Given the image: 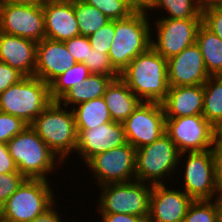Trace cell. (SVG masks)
Returning a JSON list of instances; mask_svg holds the SVG:
<instances>
[{
    "label": "cell",
    "instance_id": "obj_17",
    "mask_svg": "<svg viewBox=\"0 0 222 222\" xmlns=\"http://www.w3.org/2000/svg\"><path fill=\"white\" fill-rule=\"evenodd\" d=\"M167 64L169 87L204 85L210 77L196 43L169 58Z\"/></svg>",
    "mask_w": 222,
    "mask_h": 222
},
{
    "label": "cell",
    "instance_id": "obj_3",
    "mask_svg": "<svg viewBox=\"0 0 222 222\" xmlns=\"http://www.w3.org/2000/svg\"><path fill=\"white\" fill-rule=\"evenodd\" d=\"M52 101L30 124L47 146L65 163L75 154L77 130L72 109ZM74 152V153H73Z\"/></svg>",
    "mask_w": 222,
    "mask_h": 222
},
{
    "label": "cell",
    "instance_id": "obj_38",
    "mask_svg": "<svg viewBox=\"0 0 222 222\" xmlns=\"http://www.w3.org/2000/svg\"><path fill=\"white\" fill-rule=\"evenodd\" d=\"M24 77L16 68L0 61V94Z\"/></svg>",
    "mask_w": 222,
    "mask_h": 222
},
{
    "label": "cell",
    "instance_id": "obj_42",
    "mask_svg": "<svg viewBox=\"0 0 222 222\" xmlns=\"http://www.w3.org/2000/svg\"><path fill=\"white\" fill-rule=\"evenodd\" d=\"M128 6L132 9L133 12H142L150 14L149 12L156 0H125ZM149 12V13H148Z\"/></svg>",
    "mask_w": 222,
    "mask_h": 222
},
{
    "label": "cell",
    "instance_id": "obj_23",
    "mask_svg": "<svg viewBox=\"0 0 222 222\" xmlns=\"http://www.w3.org/2000/svg\"><path fill=\"white\" fill-rule=\"evenodd\" d=\"M114 79L101 74H91L82 84L71 88L58 101L66 107H75L95 98L102 97ZM71 105V106H70Z\"/></svg>",
    "mask_w": 222,
    "mask_h": 222
},
{
    "label": "cell",
    "instance_id": "obj_40",
    "mask_svg": "<svg viewBox=\"0 0 222 222\" xmlns=\"http://www.w3.org/2000/svg\"><path fill=\"white\" fill-rule=\"evenodd\" d=\"M100 215L101 222H147L144 219L135 215L118 214V213H97Z\"/></svg>",
    "mask_w": 222,
    "mask_h": 222
},
{
    "label": "cell",
    "instance_id": "obj_13",
    "mask_svg": "<svg viewBox=\"0 0 222 222\" xmlns=\"http://www.w3.org/2000/svg\"><path fill=\"white\" fill-rule=\"evenodd\" d=\"M122 125L126 142L135 149L149 145L166 133L163 106L156 102H142Z\"/></svg>",
    "mask_w": 222,
    "mask_h": 222
},
{
    "label": "cell",
    "instance_id": "obj_9",
    "mask_svg": "<svg viewBox=\"0 0 222 222\" xmlns=\"http://www.w3.org/2000/svg\"><path fill=\"white\" fill-rule=\"evenodd\" d=\"M153 185L133 180L99 186L101 194L96 203L97 213H118L148 218Z\"/></svg>",
    "mask_w": 222,
    "mask_h": 222
},
{
    "label": "cell",
    "instance_id": "obj_11",
    "mask_svg": "<svg viewBox=\"0 0 222 222\" xmlns=\"http://www.w3.org/2000/svg\"><path fill=\"white\" fill-rule=\"evenodd\" d=\"M136 149L129 143L106 150L85 165L94 178V184L99 186L110 183H126L136 180L135 161Z\"/></svg>",
    "mask_w": 222,
    "mask_h": 222
},
{
    "label": "cell",
    "instance_id": "obj_35",
    "mask_svg": "<svg viewBox=\"0 0 222 222\" xmlns=\"http://www.w3.org/2000/svg\"><path fill=\"white\" fill-rule=\"evenodd\" d=\"M202 24L222 40V5L203 7Z\"/></svg>",
    "mask_w": 222,
    "mask_h": 222
},
{
    "label": "cell",
    "instance_id": "obj_1",
    "mask_svg": "<svg viewBox=\"0 0 222 222\" xmlns=\"http://www.w3.org/2000/svg\"><path fill=\"white\" fill-rule=\"evenodd\" d=\"M120 79L143 102L162 103L169 89L167 59L150 46L127 65Z\"/></svg>",
    "mask_w": 222,
    "mask_h": 222
},
{
    "label": "cell",
    "instance_id": "obj_5",
    "mask_svg": "<svg viewBox=\"0 0 222 222\" xmlns=\"http://www.w3.org/2000/svg\"><path fill=\"white\" fill-rule=\"evenodd\" d=\"M51 185L45 179L26 178L0 207V222H32L59 199Z\"/></svg>",
    "mask_w": 222,
    "mask_h": 222
},
{
    "label": "cell",
    "instance_id": "obj_19",
    "mask_svg": "<svg viewBox=\"0 0 222 222\" xmlns=\"http://www.w3.org/2000/svg\"><path fill=\"white\" fill-rule=\"evenodd\" d=\"M37 43L0 31V61L16 68L24 76H35Z\"/></svg>",
    "mask_w": 222,
    "mask_h": 222
},
{
    "label": "cell",
    "instance_id": "obj_2",
    "mask_svg": "<svg viewBox=\"0 0 222 222\" xmlns=\"http://www.w3.org/2000/svg\"><path fill=\"white\" fill-rule=\"evenodd\" d=\"M6 145L18 171L25 178L49 181V176L55 174L58 166L61 169L60 166L64 164L30 125Z\"/></svg>",
    "mask_w": 222,
    "mask_h": 222
},
{
    "label": "cell",
    "instance_id": "obj_45",
    "mask_svg": "<svg viewBox=\"0 0 222 222\" xmlns=\"http://www.w3.org/2000/svg\"><path fill=\"white\" fill-rule=\"evenodd\" d=\"M201 8L210 5H222V0H194Z\"/></svg>",
    "mask_w": 222,
    "mask_h": 222
},
{
    "label": "cell",
    "instance_id": "obj_39",
    "mask_svg": "<svg viewBox=\"0 0 222 222\" xmlns=\"http://www.w3.org/2000/svg\"><path fill=\"white\" fill-rule=\"evenodd\" d=\"M17 171L18 168L8 151L7 145L5 143H0V174H8Z\"/></svg>",
    "mask_w": 222,
    "mask_h": 222
},
{
    "label": "cell",
    "instance_id": "obj_31",
    "mask_svg": "<svg viewBox=\"0 0 222 222\" xmlns=\"http://www.w3.org/2000/svg\"><path fill=\"white\" fill-rule=\"evenodd\" d=\"M88 5L96 7L110 20H118L129 17L132 9L125 0H83Z\"/></svg>",
    "mask_w": 222,
    "mask_h": 222
},
{
    "label": "cell",
    "instance_id": "obj_10",
    "mask_svg": "<svg viewBox=\"0 0 222 222\" xmlns=\"http://www.w3.org/2000/svg\"><path fill=\"white\" fill-rule=\"evenodd\" d=\"M155 16L152 15L155 22L151 18V47L162 57L168 60L181 53L185 48L195 44L202 18H157L156 20ZM154 34L156 36L153 38Z\"/></svg>",
    "mask_w": 222,
    "mask_h": 222
},
{
    "label": "cell",
    "instance_id": "obj_8",
    "mask_svg": "<svg viewBox=\"0 0 222 222\" xmlns=\"http://www.w3.org/2000/svg\"><path fill=\"white\" fill-rule=\"evenodd\" d=\"M188 154V155H187ZM181 153L184 158V174L181 177L183 191L193 200H215L219 197L218 186V149H209L202 152ZM184 156V157H183ZM186 156V157H185Z\"/></svg>",
    "mask_w": 222,
    "mask_h": 222
},
{
    "label": "cell",
    "instance_id": "obj_12",
    "mask_svg": "<svg viewBox=\"0 0 222 222\" xmlns=\"http://www.w3.org/2000/svg\"><path fill=\"white\" fill-rule=\"evenodd\" d=\"M166 134L180 153L217 148L214 127L203 115L166 118Z\"/></svg>",
    "mask_w": 222,
    "mask_h": 222
},
{
    "label": "cell",
    "instance_id": "obj_44",
    "mask_svg": "<svg viewBox=\"0 0 222 222\" xmlns=\"http://www.w3.org/2000/svg\"><path fill=\"white\" fill-rule=\"evenodd\" d=\"M213 127L215 141L218 145H220L222 144V117Z\"/></svg>",
    "mask_w": 222,
    "mask_h": 222
},
{
    "label": "cell",
    "instance_id": "obj_47",
    "mask_svg": "<svg viewBox=\"0 0 222 222\" xmlns=\"http://www.w3.org/2000/svg\"><path fill=\"white\" fill-rule=\"evenodd\" d=\"M75 0H42V4L48 3H69L74 2Z\"/></svg>",
    "mask_w": 222,
    "mask_h": 222
},
{
    "label": "cell",
    "instance_id": "obj_43",
    "mask_svg": "<svg viewBox=\"0 0 222 222\" xmlns=\"http://www.w3.org/2000/svg\"><path fill=\"white\" fill-rule=\"evenodd\" d=\"M217 167H218V186H219V197L222 198V144L217 146Z\"/></svg>",
    "mask_w": 222,
    "mask_h": 222
},
{
    "label": "cell",
    "instance_id": "obj_7",
    "mask_svg": "<svg viewBox=\"0 0 222 222\" xmlns=\"http://www.w3.org/2000/svg\"><path fill=\"white\" fill-rule=\"evenodd\" d=\"M51 102L49 84L36 76H25L0 94V111L30 125Z\"/></svg>",
    "mask_w": 222,
    "mask_h": 222
},
{
    "label": "cell",
    "instance_id": "obj_26",
    "mask_svg": "<svg viewBox=\"0 0 222 222\" xmlns=\"http://www.w3.org/2000/svg\"><path fill=\"white\" fill-rule=\"evenodd\" d=\"M203 89L202 115L214 126L222 117V76H210Z\"/></svg>",
    "mask_w": 222,
    "mask_h": 222
},
{
    "label": "cell",
    "instance_id": "obj_33",
    "mask_svg": "<svg viewBox=\"0 0 222 222\" xmlns=\"http://www.w3.org/2000/svg\"><path fill=\"white\" fill-rule=\"evenodd\" d=\"M115 35V20H111L106 25L97 29L93 34L88 36L91 48L108 54L110 46L113 43Z\"/></svg>",
    "mask_w": 222,
    "mask_h": 222
},
{
    "label": "cell",
    "instance_id": "obj_27",
    "mask_svg": "<svg viewBox=\"0 0 222 222\" xmlns=\"http://www.w3.org/2000/svg\"><path fill=\"white\" fill-rule=\"evenodd\" d=\"M91 75L84 63H75L63 74L55 78L50 84V97L52 101H58L71 88L82 84Z\"/></svg>",
    "mask_w": 222,
    "mask_h": 222
},
{
    "label": "cell",
    "instance_id": "obj_15",
    "mask_svg": "<svg viewBox=\"0 0 222 222\" xmlns=\"http://www.w3.org/2000/svg\"><path fill=\"white\" fill-rule=\"evenodd\" d=\"M193 199L183 190L153 185L147 222H183Z\"/></svg>",
    "mask_w": 222,
    "mask_h": 222
},
{
    "label": "cell",
    "instance_id": "obj_25",
    "mask_svg": "<svg viewBox=\"0 0 222 222\" xmlns=\"http://www.w3.org/2000/svg\"><path fill=\"white\" fill-rule=\"evenodd\" d=\"M76 130L95 129L97 126L112 121L103 97L79 103L72 108Z\"/></svg>",
    "mask_w": 222,
    "mask_h": 222
},
{
    "label": "cell",
    "instance_id": "obj_4",
    "mask_svg": "<svg viewBox=\"0 0 222 222\" xmlns=\"http://www.w3.org/2000/svg\"><path fill=\"white\" fill-rule=\"evenodd\" d=\"M150 46V14L134 12L127 18L115 20V35L108 55L113 68L119 74Z\"/></svg>",
    "mask_w": 222,
    "mask_h": 222
},
{
    "label": "cell",
    "instance_id": "obj_24",
    "mask_svg": "<svg viewBox=\"0 0 222 222\" xmlns=\"http://www.w3.org/2000/svg\"><path fill=\"white\" fill-rule=\"evenodd\" d=\"M195 43L203 56L209 76H222V40L201 24Z\"/></svg>",
    "mask_w": 222,
    "mask_h": 222
},
{
    "label": "cell",
    "instance_id": "obj_14",
    "mask_svg": "<svg viewBox=\"0 0 222 222\" xmlns=\"http://www.w3.org/2000/svg\"><path fill=\"white\" fill-rule=\"evenodd\" d=\"M0 31L40 42L45 38L42 5L0 1Z\"/></svg>",
    "mask_w": 222,
    "mask_h": 222
},
{
    "label": "cell",
    "instance_id": "obj_34",
    "mask_svg": "<svg viewBox=\"0 0 222 222\" xmlns=\"http://www.w3.org/2000/svg\"><path fill=\"white\" fill-rule=\"evenodd\" d=\"M29 125L22 119L0 111V143H7Z\"/></svg>",
    "mask_w": 222,
    "mask_h": 222
},
{
    "label": "cell",
    "instance_id": "obj_16",
    "mask_svg": "<svg viewBox=\"0 0 222 222\" xmlns=\"http://www.w3.org/2000/svg\"><path fill=\"white\" fill-rule=\"evenodd\" d=\"M76 155L86 164L94 156L124 145L126 142L122 123L108 122L95 129L77 130Z\"/></svg>",
    "mask_w": 222,
    "mask_h": 222
},
{
    "label": "cell",
    "instance_id": "obj_30",
    "mask_svg": "<svg viewBox=\"0 0 222 222\" xmlns=\"http://www.w3.org/2000/svg\"><path fill=\"white\" fill-rule=\"evenodd\" d=\"M183 222H219L218 198L215 200H193Z\"/></svg>",
    "mask_w": 222,
    "mask_h": 222
},
{
    "label": "cell",
    "instance_id": "obj_46",
    "mask_svg": "<svg viewBox=\"0 0 222 222\" xmlns=\"http://www.w3.org/2000/svg\"><path fill=\"white\" fill-rule=\"evenodd\" d=\"M7 1L18 4H27V5H42V0H0Z\"/></svg>",
    "mask_w": 222,
    "mask_h": 222
},
{
    "label": "cell",
    "instance_id": "obj_32",
    "mask_svg": "<svg viewBox=\"0 0 222 222\" xmlns=\"http://www.w3.org/2000/svg\"><path fill=\"white\" fill-rule=\"evenodd\" d=\"M84 63L91 74H101L112 77L114 80L120 78V74L113 68L109 55L98 50L90 49L87 54V62Z\"/></svg>",
    "mask_w": 222,
    "mask_h": 222
},
{
    "label": "cell",
    "instance_id": "obj_48",
    "mask_svg": "<svg viewBox=\"0 0 222 222\" xmlns=\"http://www.w3.org/2000/svg\"><path fill=\"white\" fill-rule=\"evenodd\" d=\"M219 222H222V198L218 197Z\"/></svg>",
    "mask_w": 222,
    "mask_h": 222
},
{
    "label": "cell",
    "instance_id": "obj_29",
    "mask_svg": "<svg viewBox=\"0 0 222 222\" xmlns=\"http://www.w3.org/2000/svg\"><path fill=\"white\" fill-rule=\"evenodd\" d=\"M74 12L81 36H89L111 21L96 7L88 5L83 0L74 1Z\"/></svg>",
    "mask_w": 222,
    "mask_h": 222
},
{
    "label": "cell",
    "instance_id": "obj_22",
    "mask_svg": "<svg viewBox=\"0 0 222 222\" xmlns=\"http://www.w3.org/2000/svg\"><path fill=\"white\" fill-rule=\"evenodd\" d=\"M112 121L123 123L143 102L120 79L113 80L102 96Z\"/></svg>",
    "mask_w": 222,
    "mask_h": 222
},
{
    "label": "cell",
    "instance_id": "obj_28",
    "mask_svg": "<svg viewBox=\"0 0 222 222\" xmlns=\"http://www.w3.org/2000/svg\"><path fill=\"white\" fill-rule=\"evenodd\" d=\"M164 10L166 11L165 16L159 15L156 18H202V8L194 0H156L150 12L153 11L151 13L155 14V12L161 11L162 14L165 12Z\"/></svg>",
    "mask_w": 222,
    "mask_h": 222
},
{
    "label": "cell",
    "instance_id": "obj_21",
    "mask_svg": "<svg viewBox=\"0 0 222 222\" xmlns=\"http://www.w3.org/2000/svg\"><path fill=\"white\" fill-rule=\"evenodd\" d=\"M203 85L169 87L161 103L166 118L202 115Z\"/></svg>",
    "mask_w": 222,
    "mask_h": 222
},
{
    "label": "cell",
    "instance_id": "obj_6",
    "mask_svg": "<svg viewBox=\"0 0 222 222\" xmlns=\"http://www.w3.org/2000/svg\"><path fill=\"white\" fill-rule=\"evenodd\" d=\"M180 154L166 133L153 143L136 149V180L151 185L165 184L169 180L166 176L172 179L176 175L174 172L180 170Z\"/></svg>",
    "mask_w": 222,
    "mask_h": 222
},
{
    "label": "cell",
    "instance_id": "obj_41",
    "mask_svg": "<svg viewBox=\"0 0 222 222\" xmlns=\"http://www.w3.org/2000/svg\"><path fill=\"white\" fill-rule=\"evenodd\" d=\"M56 203L59 202H55L49 209L38 215L32 222H62V215H59L60 212L57 209Z\"/></svg>",
    "mask_w": 222,
    "mask_h": 222
},
{
    "label": "cell",
    "instance_id": "obj_37",
    "mask_svg": "<svg viewBox=\"0 0 222 222\" xmlns=\"http://www.w3.org/2000/svg\"><path fill=\"white\" fill-rule=\"evenodd\" d=\"M69 53L77 63L87 62V54L91 49L88 36H77L64 41Z\"/></svg>",
    "mask_w": 222,
    "mask_h": 222
},
{
    "label": "cell",
    "instance_id": "obj_36",
    "mask_svg": "<svg viewBox=\"0 0 222 222\" xmlns=\"http://www.w3.org/2000/svg\"><path fill=\"white\" fill-rule=\"evenodd\" d=\"M25 179L19 171L0 174V207L18 189Z\"/></svg>",
    "mask_w": 222,
    "mask_h": 222
},
{
    "label": "cell",
    "instance_id": "obj_18",
    "mask_svg": "<svg viewBox=\"0 0 222 222\" xmlns=\"http://www.w3.org/2000/svg\"><path fill=\"white\" fill-rule=\"evenodd\" d=\"M75 63L64 42L44 38L37 43L35 76L47 84Z\"/></svg>",
    "mask_w": 222,
    "mask_h": 222
},
{
    "label": "cell",
    "instance_id": "obj_20",
    "mask_svg": "<svg viewBox=\"0 0 222 222\" xmlns=\"http://www.w3.org/2000/svg\"><path fill=\"white\" fill-rule=\"evenodd\" d=\"M45 38L64 42L80 36L74 2L42 4Z\"/></svg>",
    "mask_w": 222,
    "mask_h": 222
}]
</instances>
